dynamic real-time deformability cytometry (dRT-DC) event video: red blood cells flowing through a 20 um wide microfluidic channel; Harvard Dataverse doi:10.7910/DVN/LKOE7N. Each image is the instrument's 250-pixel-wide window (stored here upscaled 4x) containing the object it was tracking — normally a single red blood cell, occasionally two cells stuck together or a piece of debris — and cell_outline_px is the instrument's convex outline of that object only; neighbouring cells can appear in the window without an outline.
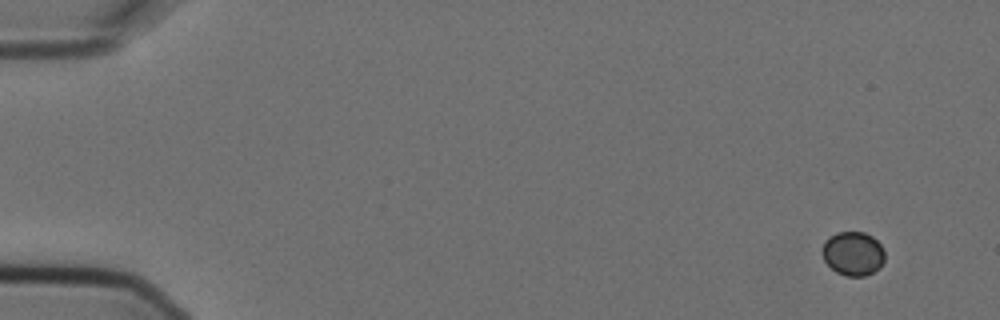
{"species": "Egyptian fruit bat (a non-hibernating species)", "species_latin": "Rousettus aegyptiacus", "temperature_condition": "cold", "stored_images_in_passage": 6, "camera_frame_rate_fps": 3000, "um_per_image_px": 0.085, "animal": {"sex": "female"}, "frame": {"image": 1, "passage_image": 1, "time_ms": 0.0, "image_size_px": [1000, 320], "cell_outline_px": [[884, 260], [880, 268], [864, 276], [844, 276], [836, 272], [824, 260], [820, 252], [824, 240], [828, 236], [836, 232], [864, 232], [872, 236], [884, 248]], "centroid_in_image_um": [72.48, 21.54], "position_along_channel_um": 12.5, "area_um2": 16.3}}
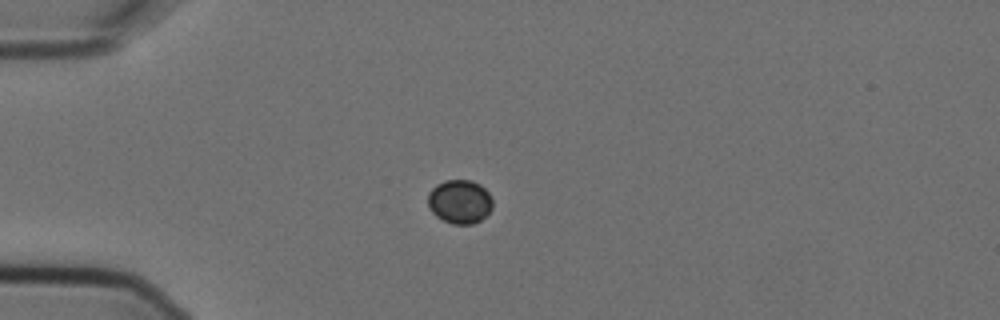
{"frame": {"image": 2, "passage_image": 4, "time_ms": 1.0, "image_size_px": [1000, 320], "cell_outline_px": [[492, 208], [480, 220], [472, 224], [452, 224], [436, 216], [432, 212], [428, 204], [428, 192], [436, 184], [444, 180], [472, 180], [480, 184], [488, 192], [492, 200]], "centroid_in_image_um": [39.06, 17.12], "position_along_channel_um": 45.9, "area_um2": 16.53}}
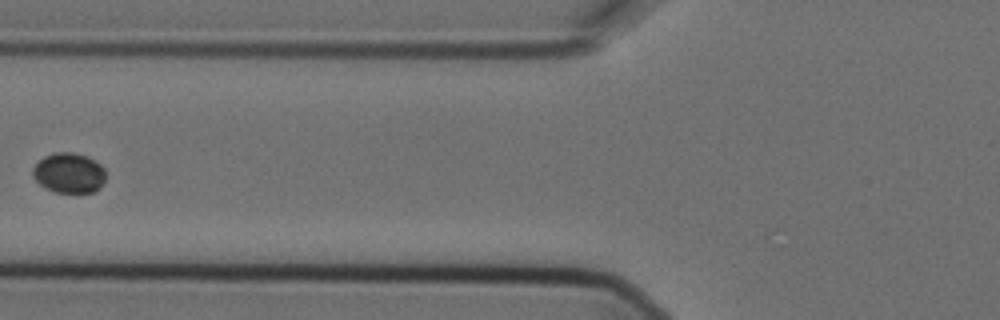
{"frame": {"image": 3, "passage_image": 6, "time_ms": 1.667, "image_size_px": [1000, 320], "cell_outline_px": [[104, 180], [100, 188], [92, 192], [56, 192], [44, 188], [32, 176], [32, 168], [44, 156], [56, 152], [72, 152], [88, 156], [100, 164], [104, 168]], "centroid_in_image_um": [5.85, 14.69], "position_along_channel_um": 120.0, "area_um2": 17.05}}